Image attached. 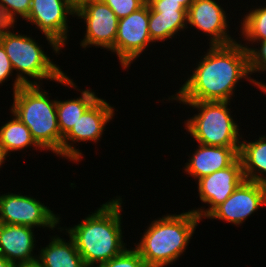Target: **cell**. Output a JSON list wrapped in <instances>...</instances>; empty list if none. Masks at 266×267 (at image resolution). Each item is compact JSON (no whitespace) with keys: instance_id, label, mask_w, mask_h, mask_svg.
<instances>
[{"instance_id":"6da1fadb","label":"cell","mask_w":266,"mask_h":267,"mask_svg":"<svg viewBox=\"0 0 266 267\" xmlns=\"http://www.w3.org/2000/svg\"><path fill=\"white\" fill-rule=\"evenodd\" d=\"M238 40L229 45L210 46L191 75L168 101L231 102L238 83L247 79L260 89L263 81L251 77L249 53ZM233 97V98H232Z\"/></svg>"},{"instance_id":"7a4b0ae2","label":"cell","mask_w":266,"mask_h":267,"mask_svg":"<svg viewBox=\"0 0 266 267\" xmlns=\"http://www.w3.org/2000/svg\"><path fill=\"white\" fill-rule=\"evenodd\" d=\"M110 199L73 227L57 229L74 240L86 267H99L127 247L122 232L123 200L120 196Z\"/></svg>"},{"instance_id":"3957f363","label":"cell","mask_w":266,"mask_h":267,"mask_svg":"<svg viewBox=\"0 0 266 267\" xmlns=\"http://www.w3.org/2000/svg\"><path fill=\"white\" fill-rule=\"evenodd\" d=\"M191 210L155 218L134 243L147 267H165L179 260L200 223Z\"/></svg>"},{"instance_id":"277c9868","label":"cell","mask_w":266,"mask_h":267,"mask_svg":"<svg viewBox=\"0 0 266 267\" xmlns=\"http://www.w3.org/2000/svg\"><path fill=\"white\" fill-rule=\"evenodd\" d=\"M43 85L20 87L13 93L9 109L29 129L33 140L43 151L62 157V139L58 127L57 99H50Z\"/></svg>"},{"instance_id":"5b68a950","label":"cell","mask_w":266,"mask_h":267,"mask_svg":"<svg viewBox=\"0 0 266 267\" xmlns=\"http://www.w3.org/2000/svg\"><path fill=\"white\" fill-rule=\"evenodd\" d=\"M14 28L15 25L10 24L0 35V43L9 57L13 70L17 72L12 85L13 93L22 86L41 85L42 80L59 81L66 73L49 55L47 56L42 46L31 35L18 34L19 31L14 33Z\"/></svg>"},{"instance_id":"8992f818","label":"cell","mask_w":266,"mask_h":267,"mask_svg":"<svg viewBox=\"0 0 266 267\" xmlns=\"http://www.w3.org/2000/svg\"><path fill=\"white\" fill-rule=\"evenodd\" d=\"M198 110L184 120V129L193 141L208 146L240 147L243 136L233 118L231 102L227 101H177Z\"/></svg>"},{"instance_id":"52a82bcc","label":"cell","mask_w":266,"mask_h":267,"mask_svg":"<svg viewBox=\"0 0 266 267\" xmlns=\"http://www.w3.org/2000/svg\"><path fill=\"white\" fill-rule=\"evenodd\" d=\"M71 15L75 17L76 10L66 0H31L30 13L25 20L44 34L52 52L59 55L69 38L68 17Z\"/></svg>"},{"instance_id":"ba28073f","label":"cell","mask_w":266,"mask_h":267,"mask_svg":"<svg viewBox=\"0 0 266 267\" xmlns=\"http://www.w3.org/2000/svg\"><path fill=\"white\" fill-rule=\"evenodd\" d=\"M114 106H111L106 99L98 98L76 122L73 128L62 139V158L80 162L83 152L76 149L74 144L91 141L97 144L101 141L104 129L115 115Z\"/></svg>"},{"instance_id":"9c48e42d","label":"cell","mask_w":266,"mask_h":267,"mask_svg":"<svg viewBox=\"0 0 266 267\" xmlns=\"http://www.w3.org/2000/svg\"><path fill=\"white\" fill-rule=\"evenodd\" d=\"M39 199L22 193L0 195V223L29 226L36 228H59L61 217ZM58 226V227H57Z\"/></svg>"},{"instance_id":"30bf717a","label":"cell","mask_w":266,"mask_h":267,"mask_svg":"<svg viewBox=\"0 0 266 267\" xmlns=\"http://www.w3.org/2000/svg\"><path fill=\"white\" fill-rule=\"evenodd\" d=\"M75 16L86 25L80 42L82 48L95 46L115 53L119 19L107 4L102 0H90L76 10Z\"/></svg>"},{"instance_id":"8fae6325","label":"cell","mask_w":266,"mask_h":267,"mask_svg":"<svg viewBox=\"0 0 266 267\" xmlns=\"http://www.w3.org/2000/svg\"><path fill=\"white\" fill-rule=\"evenodd\" d=\"M149 5L120 18L118 21L115 54L121 68L128 69L153 42L149 34Z\"/></svg>"},{"instance_id":"7c38bea8","label":"cell","mask_w":266,"mask_h":267,"mask_svg":"<svg viewBox=\"0 0 266 267\" xmlns=\"http://www.w3.org/2000/svg\"><path fill=\"white\" fill-rule=\"evenodd\" d=\"M261 207H266V184L244 180L206 218L222 220L239 227Z\"/></svg>"},{"instance_id":"4fadbf2b","label":"cell","mask_w":266,"mask_h":267,"mask_svg":"<svg viewBox=\"0 0 266 267\" xmlns=\"http://www.w3.org/2000/svg\"><path fill=\"white\" fill-rule=\"evenodd\" d=\"M242 162L238 157L230 166L197 180L199 200L209 208L191 209L201 220L223 203L244 181Z\"/></svg>"},{"instance_id":"5bb4252c","label":"cell","mask_w":266,"mask_h":267,"mask_svg":"<svg viewBox=\"0 0 266 267\" xmlns=\"http://www.w3.org/2000/svg\"><path fill=\"white\" fill-rule=\"evenodd\" d=\"M221 6L217 0H194L187 11V25L208 36L210 46L237 42L229 34L228 13Z\"/></svg>"},{"instance_id":"9a60e30c","label":"cell","mask_w":266,"mask_h":267,"mask_svg":"<svg viewBox=\"0 0 266 267\" xmlns=\"http://www.w3.org/2000/svg\"><path fill=\"white\" fill-rule=\"evenodd\" d=\"M34 230L29 226L0 223V254L14 264L36 262Z\"/></svg>"},{"instance_id":"2e32d148","label":"cell","mask_w":266,"mask_h":267,"mask_svg":"<svg viewBox=\"0 0 266 267\" xmlns=\"http://www.w3.org/2000/svg\"><path fill=\"white\" fill-rule=\"evenodd\" d=\"M183 167L195 181L230 166L238 157L240 147L208 146L198 143Z\"/></svg>"},{"instance_id":"e0dca14e","label":"cell","mask_w":266,"mask_h":267,"mask_svg":"<svg viewBox=\"0 0 266 267\" xmlns=\"http://www.w3.org/2000/svg\"><path fill=\"white\" fill-rule=\"evenodd\" d=\"M56 83H60L62 86L65 85L69 88L73 87L76 91H80L78 98H71L68 100H57V117L58 127L60 134L64 137L76 124L78 119L84 114V112L99 98L98 95L92 89L80 90L79 86L71 79L67 73Z\"/></svg>"},{"instance_id":"ac0fdd59","label":"cell","mask_w":266,"mask_h":267,"mask_svg":"<svg viewBox=\"0 0 266 267\" xmlns=\"http://www.w3.org/2000/svg\"><path fill=\"white\" fill-rule=\"evenodd\" d=\"M67 236L69 241L61 235L49 236L51 240L48 245L38 251L37 262L41 267H86L74 240Z\"/></svg>"},{"instance_id":"d6986e66","label":"cell","mask_w":266,"mask_h":267,"mask_svg":"<svg viewBox=\"0 0 266 267\" xmlns=\"http://www.w3.org/2000/svg\"><path fill=\"white\" fill-rule=\"evenodd\" d=\"M239 157L242 162L245 180L266 184V136L260 135L258 140L241 139Z\"/></svg>"},{"instance_id":"ffe728a7","label":"cell","mask_w":266,"mask_h":267,"mask_svg":"<svg viewBox=\"0 0 266 267\" xmlns=\"http://www.w3.org/2000/svg\"><path fill=\"white\" fill-rule=\"evenodd\" d=\"M148 27L153 43L172 40L188 28L187 11L152 10L149 7Z\"/></svg>"},{"instance_id":"44dd1931","label":"cell","mask_w":266,"mask_h":267,"mask_svg":"<svg viewBox=\"0 0 266 267\" xmlns=\"http://www.w3.org/2000/svg\"><path fill=\"white\" fill-rule=\"evenodd\" d=\"M13 116L5 124L0 126V144L4 147L7 153L24 151L28 147H33V150L43 151L33 140L29 129L20 121L11 111Z\"/></svg>"},{"instance_id":"7402d4cb","label":"cell","mask_w":266,"mask_h":267,"mask_svg":"<svg viewBox=\"0 0 266 267\" xmlns=\"http://www.w3.org/2000/svg\"><path fill=\"white\" fill-rule=\"evenodd\" d=\"M263 4L265 5L260 4L258 7L251 8L249 12H245L247 14L241 18L243 20H240V36H243V40L247 42L240 41V43L247 51L253 48V44L266 40V3Z\"/></svg>"},{"instance_id":"603a6c76","label":"cell","mask_w":266,"mask_h":267,"mask_svg":"<svg viewBox=\"0 0 266 267\" xmlns=\"http://www.w3.org/2000/svg\"><path fill=\"white\" fill-rule=\"evenodd\" d=\"M0 7L6 20L11 25H17V16L23 20L28 17L31 0H0Z\"/></svg>"},{"instance_id":"cb8c5ba5","label":"cell","mask_w":266,"mask_h":267,"mask_svg":"<svg viewBox=\"0 0 266 267\" xmlns=\"http://www.w3.org/2000/svg\"><path fill=\"white\" fill-rule=\"evenodd\" d=\"M99 267H147L139 252L135 248H126L121 254L115 256Z\"/></svg>"},{"instance_id":"d4e9b609","label":"cell","mask_w":266,"mask_h":267,"mask_svg":"<svg viewBox=\"0 0 266 267\" xmlns=\"http://www.w3.org/2000/svg\"><path fill=\"white\" fill-rule=\"evenodd\" d=\"M116 14L118 19L126 17L143 7L147 0H102Z\"/></svg>"},{"instance_id":"484cf974","label":"cell","mask_w":266,"mask_h":267,"mask_svg":"<svg viewBox=\"0 0 266 267\" xmlns=\"http://www.w3.org/2000/svg\"><path fill=\"white\" fill-rule=\"evenodd\" d=\"M257 43L258 44H255V46H253L255 48H250V50L248 51L249 69L251 74H263L264 71L266 72V40Z\"/></svg>"},{"instance_id":"4316f807","label":"cell","mask_w":266,"mask_h":267,"mask_svg":"<svg viewBox=\"0 0 266 267\" xmlns=\"http://www.w3.org/2000/svg\"><path fill=\"white\" fill-rule=\"evenodd\" d=\"M12 64L9 60V57L3 47V45L0 43V84L3 85L5 81H9L10 76H12L13 72Z\"/></svg>"},{"instance_id":"83f0119b","label":"cell","mask_w":266,"mask_h":267,"mask_svg":"<svg viewBox=\"0 0 266 267\" xmlns=\"http://www.w3.org/2000/svg\"><path fill=\"white\" fill-rule=\"evenodd\" d=\"M152 10L187 11L180 3L164 2V0H147Z\"/></svg>"},{"instance_id":"f1b7e54d","label":"cell","mask_w":266,"mask_h":267,"mask_svg":"<svg viewBox=\"0 0 266 267\" xmlns=\"http://www.w3.org/2000/svg\"><path fill=\"white\" fill-rule=\"evenodd\" d=\"M75 10L82 7L84 4L90 0H66Z\"/></svg>"},{"instance_id":"f546056e","label":"cell","mask_w":266,"mask_h":267,"mask_svg":"<svg viewBox=\"0 0 266 267\" xmlns=\"http://www.w3.org/2000/svg\"><path fill=\"white\" fill-rule=\"evenodd\" d=\"M194 0H164V2L180 3L187 11Z\"/></svg>"},{"instance_id":"4dcf8cb0","label":"cell","mask_w":266,"mask_h":267,"mask_svg":"<svg viewBox=\"0 0 266 267\" xmlns=\"http://www.w3.org/2000/svg\"><path fill=\"white\" fill-rule=\"evenodd\" d=\"M10 23L4 17L1 7H0V35L2 34L3 30L6 29Z\"/></svg>"},{"instance_id":"1f68e13d","label":"cell","mask_w":266,"mask_h":267,"mask_svg":"<svg viewBox=\"0 0 266 267\" xmlns=\"http://www.w3.org/2000/svg\"><path fill=\"white\" fill-rule=\"evenodd\" d=\"M10 156L4 147L0 144V168L5 164L7 157Z\"/></svg>"},{"instance_id":"d6a6232c","label":"cell","mask_w":266,"mask_h":267,"mask_svg":"<svg viewBox=\"0 0 266 267\" xmlns=\"http://www.w3.org/2000/svg\"><path fill=\"white\" fill-rule=\"evenodd\" d=\"M0 267H15V264L8 261L5 257L0 254Z\"/></svg>"},{"instance_id":"836d02e7","label":"cell","mask_w":266,"mask_h":267,"mask_svg":"<svg viewBox=\"0 0 266 267\" xmlns=\"http://www.w3.org/2000/svg\"><path fill=\"white\" fill-rule=\"evenodd\" d=\"M15 267H41V266L36 261V262H33V263L15 264Z\"/></svg>"},{"instance_id":"e575fe53","label":"cell","mask_w":266,"mask_h":267,"mask_svg":"<svg viewBox=\"0 0 266 267\" xmlns=\"http://www.w3.org/2000/svg\"><path fill=\"white\" fill-rule=\"evenodd\" d=\"M262 92H264V94L266 93V83H262V85L260 86V89Z\"/></svg>"}]
</instances>
